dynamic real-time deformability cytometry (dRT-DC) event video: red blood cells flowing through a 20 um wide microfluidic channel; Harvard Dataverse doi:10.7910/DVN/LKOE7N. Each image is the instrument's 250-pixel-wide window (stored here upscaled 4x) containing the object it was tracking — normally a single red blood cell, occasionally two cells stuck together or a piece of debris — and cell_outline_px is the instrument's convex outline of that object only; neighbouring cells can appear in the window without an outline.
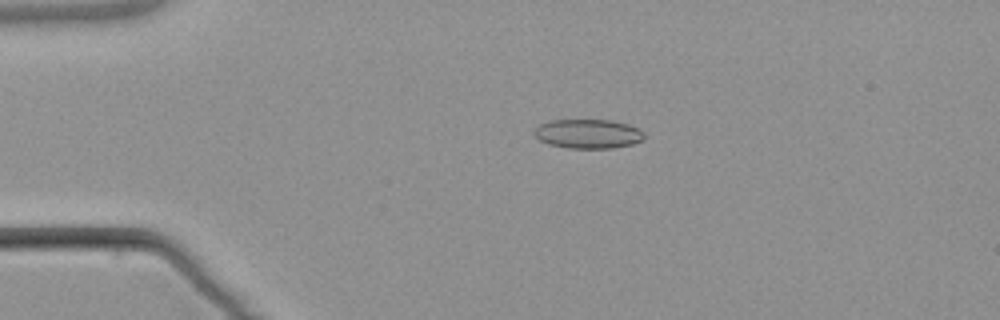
{"species": "common noctule bat (a hibernating species)", "species_latin": "Nyctalus noctula", "temperature_condition": "warm", "stored_images_in_passage": 4, "camera_frame_rate_fps": 3000, "um_per_image_px": 0.085, "animal": {"sex": "male", "body_mass_g": 21.5, "forearm_length_mm": 52.0}, "frame": {"image": 1, "passage_image": 3, "time_ms": 2.667, "image_size_px": [1000, 320], "cell_outline_px": [[644, 140], [632, 144], [612, 148], [568, 148], [548, 144], [540, 140], [532, 132], [540, 124], [552, 120], [612, 120], [628, 124], [640, 128], [644, 132]], "centroid_in_image_um": [50.02, 11.37], "position_along_channel_um": 35.0, "area_um2": 18.84}}